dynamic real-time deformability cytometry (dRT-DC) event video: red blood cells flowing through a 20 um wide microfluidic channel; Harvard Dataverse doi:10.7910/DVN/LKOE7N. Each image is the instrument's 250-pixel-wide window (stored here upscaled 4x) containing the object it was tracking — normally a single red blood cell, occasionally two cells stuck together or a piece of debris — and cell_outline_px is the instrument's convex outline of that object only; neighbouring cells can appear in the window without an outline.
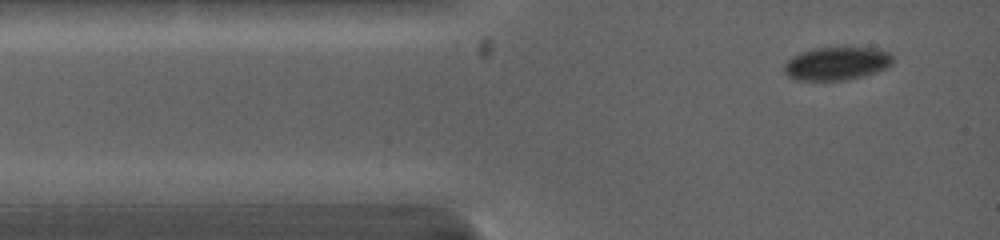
{"species": "common noctule bat (a hibernating species)", "species_latin": "Nyctalus noctula", "temperature_condition": "warm", "stored_images_in_passage": 31, "camera_frame_rate_fps": 5000, "um_per_image_px": 0.085, "animal": {"sex": "female", "body_mass_g": 19.0, "forearm_length_mm": 53.3}, "frame": {"image": 1, "passage_image": 1, "time_ms": 0.0, "image_size_px": [1000, 240], "cell_outline_px": [[892, 64], [888, 68], [876, 72], [848, 80], [796, 80], [788, 76], [784, 72], [784, 64], [792, 56], [800, 52], [816, 48], [872, 48], [888, 52], [892, 56]], "centroid_in_image_um": [71.11, 5.41], "position_along_channel_um": 13.9, "area_um2": 20.92}}
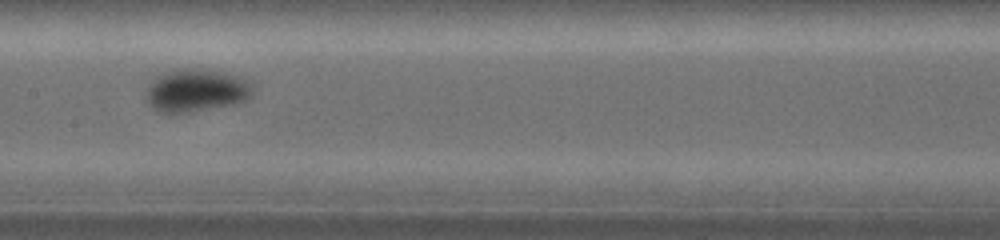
{"frame": {"image": 2, "passage_image": 14, "time_ms": 5.2, "image_size_px": [1000, 240], "cell_outline_px": [[252, 96], [236, 104], [188, 112], [160, 112], [152, 108], [144, 100], [144, 96], [148, 84], [152, 80], [160, 76], [172, 72], [212, 72], [244, 80], [252, 88]], "centroid_in_image_um": [16.58, 7.79], "position_along_channel_um": 190.8, "area_um2": 24.91}}
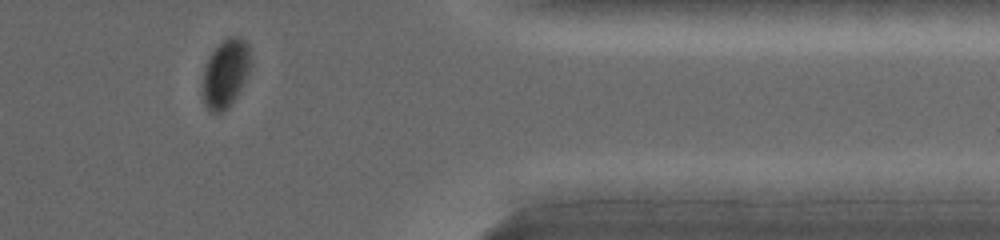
{"frame": {"image": 3, "passage_image": 27, "time_ms": 10.6, "image_size_px": [1000, 240], "cell_outline_px": [[252, 64], [236, 96], [228, 108], [220, 112], [212, 112], [204, 104], [200, 92], [200, 84], [204, 68], [208, 56], [228, 36], [240, 36], [248, 44]], "centroid_in_image_um": [19.13, 6.23], "position_along_channel_um": 392.3, "area_um2": 19.42}}